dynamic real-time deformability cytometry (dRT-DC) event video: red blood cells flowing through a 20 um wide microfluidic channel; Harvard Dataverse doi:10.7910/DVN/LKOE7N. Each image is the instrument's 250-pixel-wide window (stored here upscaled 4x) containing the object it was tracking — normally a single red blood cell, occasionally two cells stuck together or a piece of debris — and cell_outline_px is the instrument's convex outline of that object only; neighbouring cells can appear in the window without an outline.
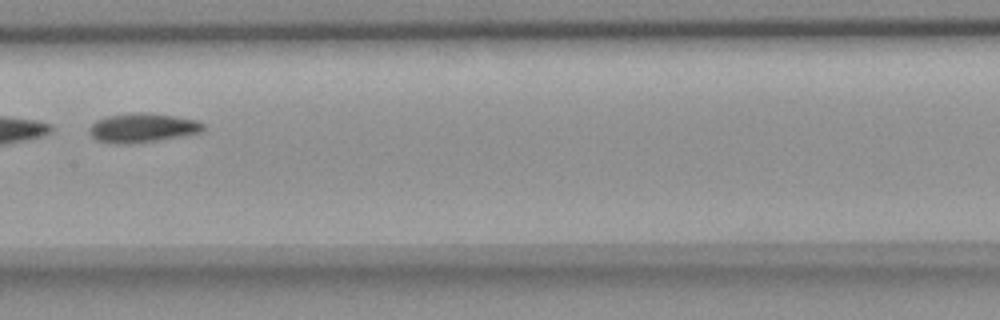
{"species": "common noctule bat (a hibernating species)", "species_latin": "Nyctalus noctula", "temperature_condition": "room temperature", "stored_images_in_passage": 9, "camera_frame_rate_fps": 3000, "um_per_image_px": 0.085, "animal": {"sex": "female", "body_mass_g": 18.4}, "frame": {"image": 1, "passage_image": 6, "time_ms": 6.0, "image_size_px": [1000, 320], "cell_outline_px": [[204, 132], [156, 140], [128, 144], [112, 144], [96, 140], [88, 132], [88, 128], [96, 120], [108, 116], [132, 112], [144, 112], [172, 116], [196, 120], [204, 124]], "centroid_in_image_um": [12.07, 10.87], "position_along_channel_um": 195.3, "area_um2": 19.36}}
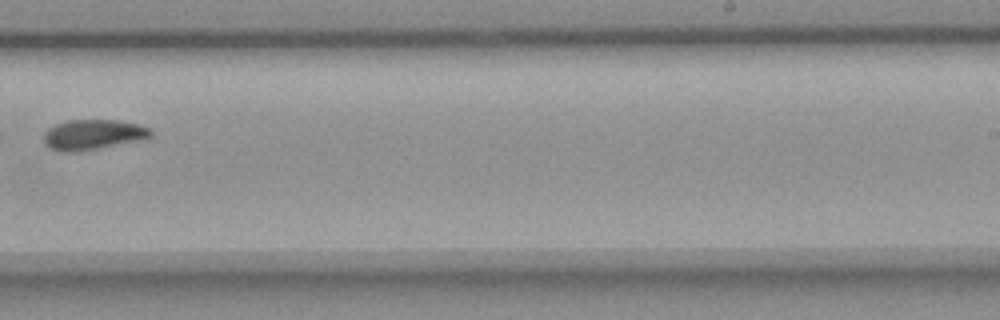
{"frame": {"image": 2, "passage_image": 8, "time_ms": 8.333, "image_size_px": [1000, 320], "cell_outline_px": [[152, 136], [140, 140], [80, 152], [60, 152], [44, 144], [44, 132], [48, 128], [56, 124], [68, 120], [116, 120], [136, 124], [148, 128], [152, 132]], "centroid_in_image_um": [7.86, 11.45], "position_along_channel_um": 281.1, "area_um2": 18.79}}
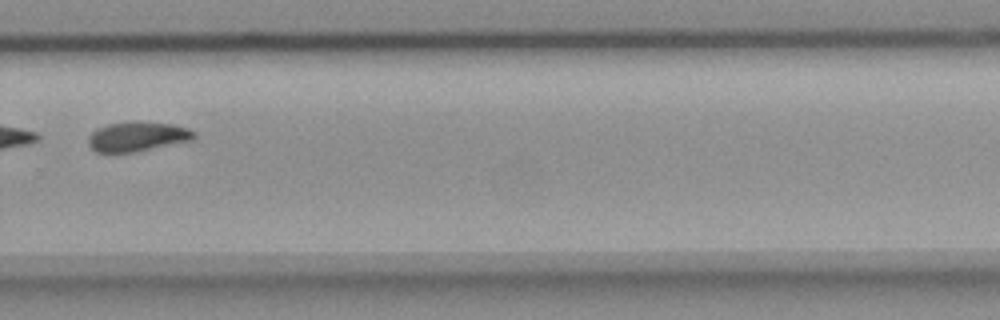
{"frame": {"image": 3, "passage_image": 9, "time_ms": 9.333, "image_size_px": [1000, 320], "cell_outline_px": [[196, 136], [192, 140], [132, 152], [96, 152], [88, 144], [88, 136], [92, 132], [108, 124], [172, 124], [188, 128], [196, 132]], "centroid_in_image_um": [11.68, 11.65], "position_along_channel_um": 318.1, "area_um2": 17.28}}